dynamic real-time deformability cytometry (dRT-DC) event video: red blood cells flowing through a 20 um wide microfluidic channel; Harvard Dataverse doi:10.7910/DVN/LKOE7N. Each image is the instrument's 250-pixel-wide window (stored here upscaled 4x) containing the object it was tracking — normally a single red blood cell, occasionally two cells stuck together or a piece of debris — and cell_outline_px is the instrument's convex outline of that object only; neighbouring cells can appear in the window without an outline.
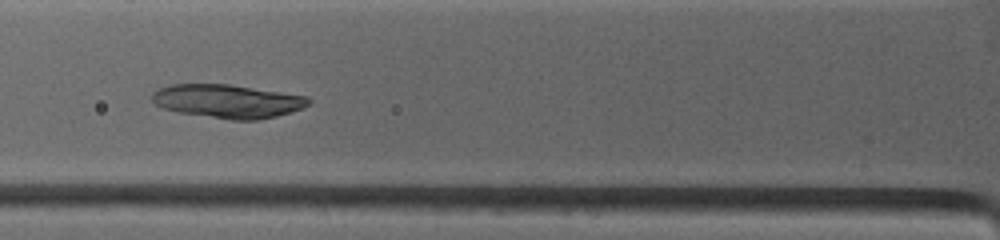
{"species": "common noctule bat (a hibernating species)", "species_latin": "Nyctalus noctula", "temperature_condition": "warm", "stored_images_in_passage": 6, "camera_frame_rate_fps": 4500, "um_per_image_px": 0.085, "animal": {"sex": "female", "body_mass_g": 19.0, "forearm_length_mm": 53.3}, "frame": {"image": 1, "passage_image": 5, "time_ms": 3.333, "image_size_px": [1000, 240], "cell_outline_px": [[312, 100], [304, 108], [292, 112], [276, 116], [256, 120], [232, 120], [180, 112], [164, 108], [156, 104], [152, 100], [152, 92], [160, 88], [172, 84], [232, 84], [308, 96]], "centroid_in_image_um": [19.4, 8.59], "position_along_channel_um": 106.4, "area_um2": 30.63}}
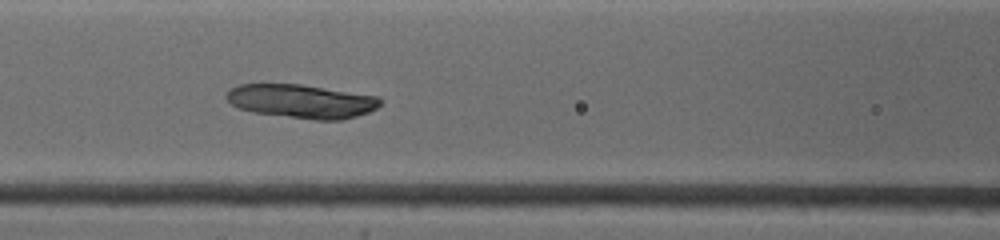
{"frame": {"image": 2, "passage_image": 6, "time_ms": 4.222, "image_size_px": [1000, 240], "cell_outline_px": [[384, 100], [376, 108], [368, 112], [356, 116], [340, 120], [312, 120], [252, 112], [240, 108], [232, 104], [224, 96], [232, 88], [240, 84], [300, 84], [380, 96]], "centroid_in_image_um": [25.67, 8.61], "position_along_channel_um": 140.9, "area_um2": 30.35}}